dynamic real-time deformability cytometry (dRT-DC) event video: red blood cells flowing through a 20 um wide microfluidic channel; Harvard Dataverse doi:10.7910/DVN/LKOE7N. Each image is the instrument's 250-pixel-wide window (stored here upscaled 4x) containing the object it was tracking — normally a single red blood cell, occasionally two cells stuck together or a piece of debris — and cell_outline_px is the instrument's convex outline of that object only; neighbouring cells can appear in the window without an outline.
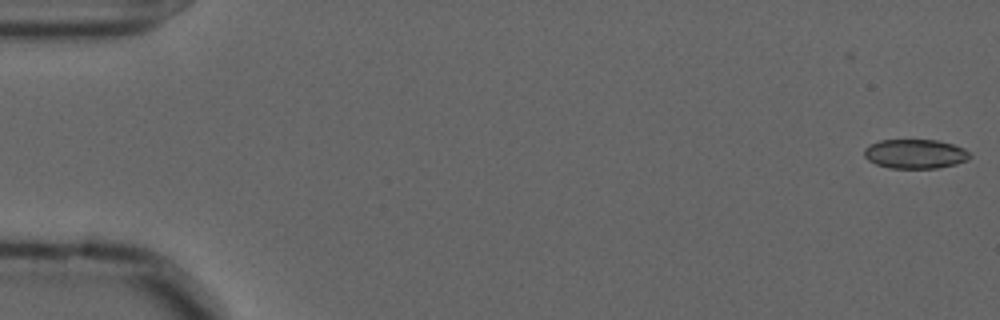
{"species": "common noctule bat (a hibernating species)", "species_latin": "Nyctalus noctula", "temperature_condition": "cold", "stored_images_in_passage": 55, "camera_frame_rate_fps": 3000, "um_per_image_px": 0.085, "animal": {"sex": "male", "forearm_length_mm": 52.5}, "frame": {"image": 1, "passage_image": 1, "time_ms": 0.0, "image_size_px": [1000, 320], "cell_outline_px": [[972, 156], [968, 160], [956, 164], [936, 168], [892, 168], [876, 164], [868, 160], [864, 156], [864, 148], [868, 144], [880, 140], [936, 140], [952, 144], [964, 148]], "centroid_in_image_um": [77.78, 13.08], "position_along_channel_um": 7.2, "area_um2": 18.09}}
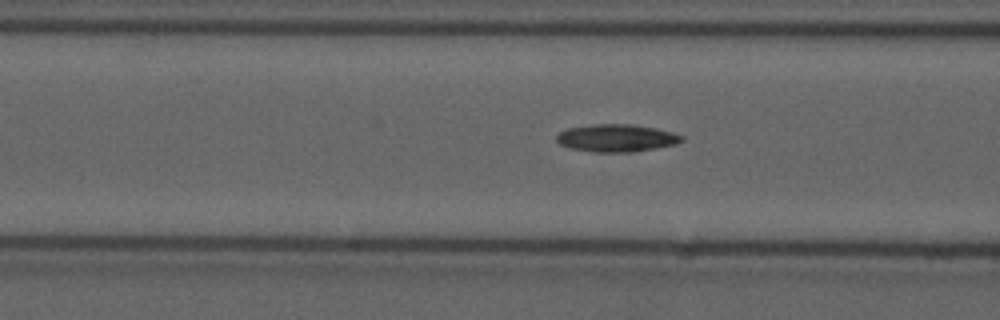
{"frame": {"image": 2, "passage_image": 22, "time_ms": 7.0, "image_size_px": [1000, 320], "cell_outline_px": [[684, 140], [676, 144], [632, 152], [596, 152], [572, 148], [560, 144], [556, 140], [556, 136], [560, 132], [568, 128], [592, 124], [632, 124], [656, 128], [672, 132], [684, 136]], "centroid_in_image_um": [52.42, 11.72], "position_along_channel_um": 114.2, "area_um2": 20.0}}
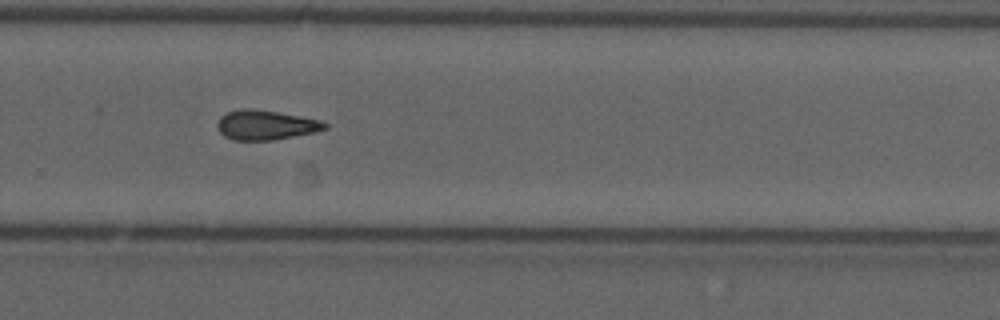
{"frame": {"image": 3, "passage_image": 38, "time_ms": 12.333, "image_size_px": [1000, 320], "cell_outline_px": [[328, 128], [312, 132], [272, 140], [232, 140], [224, 136], [216, 128], [216, 124], [220, 116], [228, 112], [240, 108], [252, 108], [300, 116], [320, 120], [328, 124]], "centroid_in_image_um": [22.52, 10.62], "position_along_channel_um": 307.3, "area_um2": 18.5}}